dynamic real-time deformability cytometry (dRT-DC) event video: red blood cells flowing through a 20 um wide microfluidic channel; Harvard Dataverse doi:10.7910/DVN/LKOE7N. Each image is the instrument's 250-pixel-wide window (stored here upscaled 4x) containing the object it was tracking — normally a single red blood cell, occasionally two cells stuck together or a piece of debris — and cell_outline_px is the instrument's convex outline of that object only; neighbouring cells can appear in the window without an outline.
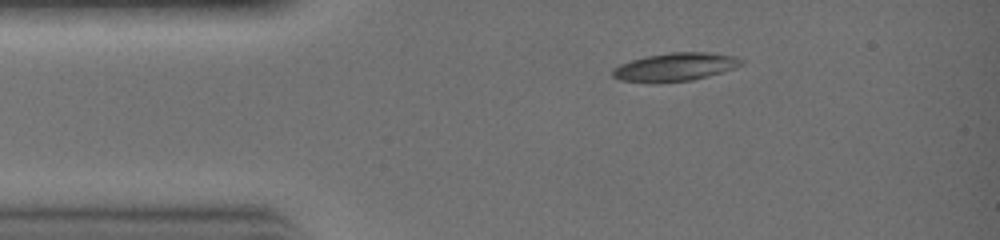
{"species": "common noctule bat (a hibernating species)", "species_latin": "Nyctalus noctula", "temperature_condition": "warm", "stored_images_in_passage": 18, "camera_frame_rate_fps": 3000, "um_per_image_px": 0.085, "animal": {"sex": "female", "body_mass_g": 19.0, "forearm_length_mm": 51.5}, "frame": {"image": 1, "passage_image": 1, "time_ms": 0.0, "image_size_px": [1000, 240], "cell_outline_px": [[744, 64], [708, 76], [692, 80], [620, 80], [612, 76], [612, 68], [620, 64], [632, 60], [648, 56], [672, 52], [704, 52], [736, 56], [744, 60]], "centroid_in_image_um": [57.44, 5.65], "position_along_channel_um": 27.6, "area_um2": 20.23}}
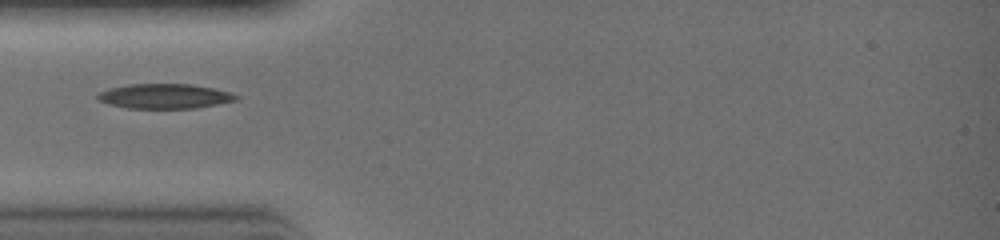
{"frame": {"image": 2, "passage_image": 5, "time_ms": 1.333, "image_size_px": [1000, 240], "cell_outline_px": [[240, 96], [236, 100], [196, 108], [128, 108], [108, 104], [96, 100], [96, 96], [100, 92], [108, 88], [128, 84], [192, 84], [232, 92]], "centroid_in_image_um": [13.97, 8.17], "position_along_channel_um": 71.0, "area_um2": 20.06}}
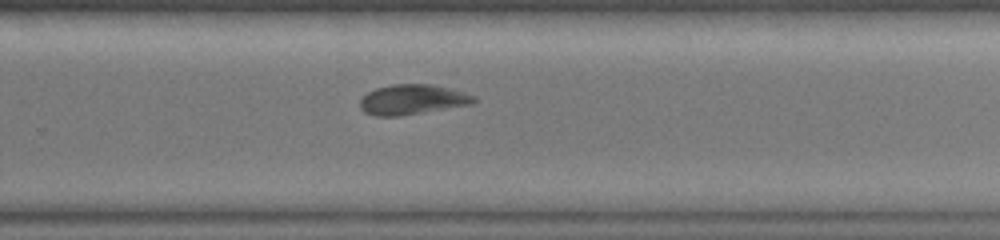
{"frame": {"image": 3, "passage_image": 16, "time_ms": 5.0, "image_size_px": [1000, 240], "cell_outline_px": [[476, 100], [472, 104], [396, 116], [376, 116], [364, 112], [360, 108], [360, 100], [368, 92], [376, 88], [392, 84], [432, 84], [452, 88], [476, 96]], "centroid_in_image_um": [35.05, 8.44], "position_along_channel_um": 294.7, "area_um2": 19.83}}